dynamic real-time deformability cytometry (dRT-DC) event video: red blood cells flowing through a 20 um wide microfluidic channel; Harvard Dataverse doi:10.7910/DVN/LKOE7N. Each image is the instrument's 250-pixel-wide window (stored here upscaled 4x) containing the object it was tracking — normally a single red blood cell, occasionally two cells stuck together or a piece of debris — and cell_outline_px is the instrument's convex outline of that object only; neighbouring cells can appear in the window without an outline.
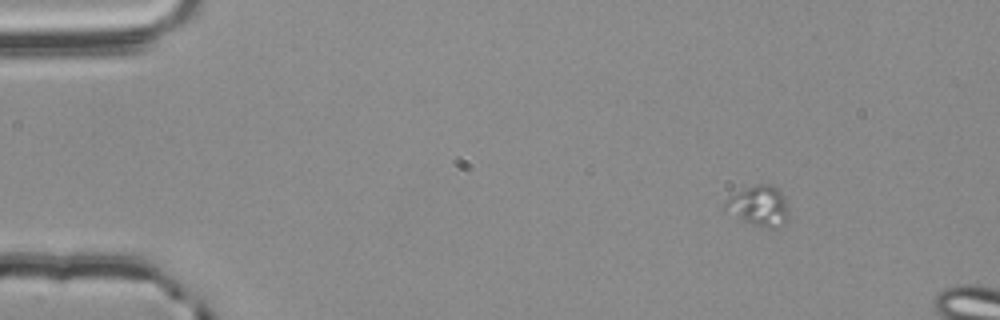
{"species": "common noctule bat (a hibernating species)", "species_latin": "Nyctalus noctula", "temperature_condition": "room temperature", "stored_images_in_passage": 7, "segment_of_instrument_passage": [1, 2], "camera_frame_rate_fps": 3000, "um_per_image_px": 0.085, "animal": {"sex": "male", "body_mass_g": 20.4}, "frame": {"image": 1, "passage_image": 1, "time_ms": 0.0, "image_size_px": [1000, 320], "cell_outline_px": [[788, 216], [784, 224], [772, 228], [764, 228], [724, 212], [724, 204], [736, 192], [756, 184], [772, 184], [780, 188], [784, 196], [788, 208]], "centroid_in_image_um": [64.53, 17.49], "position_along_channel_um": 20.5, "area_um2": 14.97}}